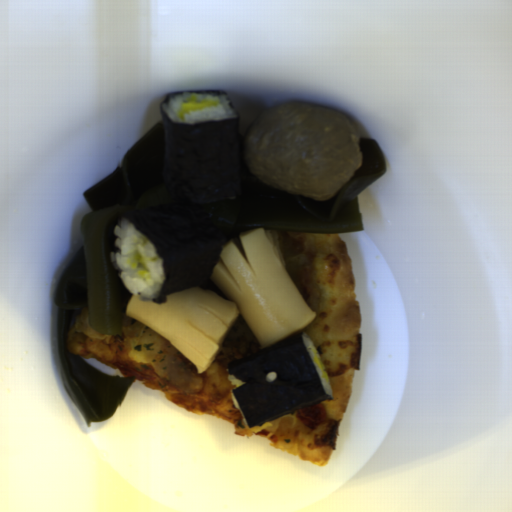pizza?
<instances>
[{
  "label": "pizza",
  "mask_w": 512,
  "mask_h": 512,
  "mask_svg": "<svg viewBox=\"0 0 512 512\" xmlns=\"http://www.w3.org/2000/svg\"><path fill=\"white\" fill-rule=\"evenodd\" d=\"M311 233V232H310ZM317 247L315 284L320 295V310L313 321L280 342L306 333L314 343L329 377L331 400L324 406L326 418L311 429L297 417V410L262 426L245 425L233 404L228 365L213 359L201 373L197 365L163 337L153 361H138L129 356L130 340L144 323L126 314L134 294L123 284L120 307L121 335L98 332L91 328L88 308L73 314L65 340L66 351L83 360L94 358L112 369L121 363L144 375L139 381L152 390H161L173 404L197 415H211L233 423L239 436L258 434L270 445L318 467L329 461L339 436L350 399L355 371L360 369L362 341L361 312L355 296L354 272L344 240L338 233H311ZM277 344V345H279Z\"/></svg>",
  "instance_id": "pizza-1"
},
{
  "label": "pizza",
  "mask_w": 512,
  "mask_h": 512,
  "mask_svg": "<svg viewBox=\"0 0 512 512\" xmlns=\"http://www.w3.org/2000/svg\"><path fill=\"white\" fill-rule=\"evenodd\" d=\"M241 339L258 341L253 331L249 327L242 313L235 318L226 338L223 342H235Z\"/></svg>",
  "instance_id": "pizza-2"
},
{
  "label": "pizza",
  "mask_w": 512,
  "mask_h": 512,
  "mask_svg": "<svg viewBox=\"0 0 512 512\" xmlns=\"http://www.w3.org/2000/svg\"><path fill=\"white\" fill-rule=\"evenodd\" d=\"M196 286H200L202 288L213 291L216 294H218L219 296H221L222 298L227 300V296L209 278H208L207 282L202 283L200 285H196Z\"/></svg>",
  "instance_id": "pizza-3"
}]
</instances>
